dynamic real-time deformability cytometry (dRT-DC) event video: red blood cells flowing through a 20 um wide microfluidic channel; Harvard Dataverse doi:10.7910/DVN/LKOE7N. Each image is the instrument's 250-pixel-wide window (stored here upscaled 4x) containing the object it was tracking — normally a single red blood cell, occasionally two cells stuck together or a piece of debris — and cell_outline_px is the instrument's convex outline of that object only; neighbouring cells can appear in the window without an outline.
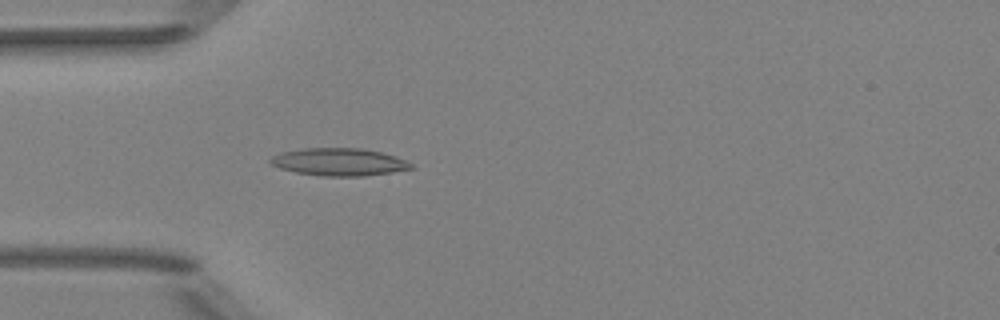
{"species": "Egyptian fruit bat (a non-hibernating species)", "species_latin": "Rousettus aegyptiacus", "temperature_condition": "room temperature", "stored_images_in_passage": 52, "camera_frame_rate_fps": 3000, "um_per_image_px": 0.085, "animal": {"sex": "female"}, "frame": {"image": 1, "passage_image": 16, "time_ms": 5.0, "image_size_px": [1000, 320], "cell_outline_px": [[416, 168], [392, 172], [364, 176], [324, 176], [296, 172], [280, 168], [272, 164], [268, 160], [272, 156], [280, 152], [304, 148], [360, 148], [380, 152], [404, 160], [412, 164]], "centroid_in_image_um": [28.8, 13.77], "position_along_channel_um": 56.2, "area_um2": 22.43}}
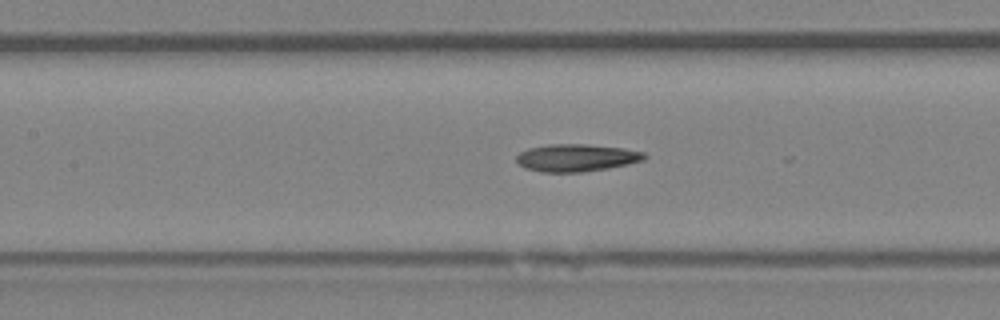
{"frame": {"image": 2, "passage_image": 24, "time_ms": 7.667, "image_size_px": [1000, 320], "cell_outline_px": [[648, 156], [644, 160], [628, 164], [608, 168], [580, 172], [540, 172], [524, 168], [516, 160], [516, 156], [520, 152], [528, 148], [548, 144], [584, 144], [624, 148], [644, 152]], "centroid_in_image_um": [48.99, 13.41], "position_along_channel_um": 158.4, "area_um2": 20.52}}
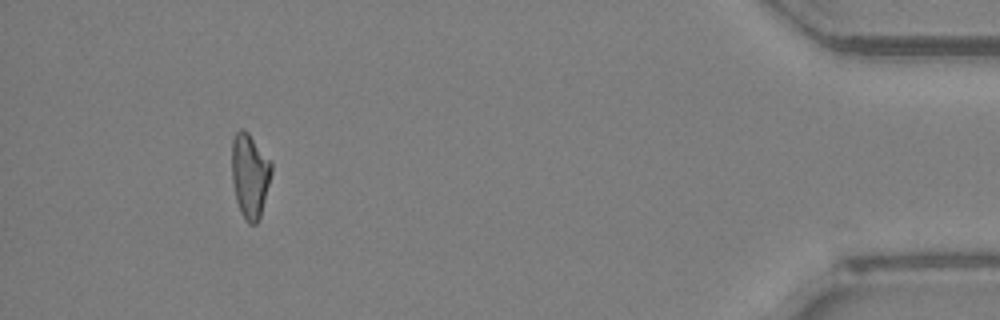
{"frame": {"image": 3, "passage_image": 48, "time_ms": 15.667, "image_size_px": [1000, 320], "cell_outline_px": [[272, 172], [260, 220], [256, 224], [248, 224], [244, 220], [240, 212], [236, 200], [232, 180], [232, 140], [236, 132], [240, 128], [244, 128], [248, 132], [272, 160]], "centroid_in_image_um": [21.25, 14.92], "position_along_channel_um": 413.9, "area_um2": 20.0}, "authors_computed_cell_mechanics": {"area_um2": 20.3456, "velocity_mm_per_s": 4.0277, "shape_relaxation_time_tau1_ms": 5.3333, "shape_relaxation_time_tau2_ms": 5.3565, "deformation_change_tau1": 0.1691, "deformation_change_tau2": 0.1712}}